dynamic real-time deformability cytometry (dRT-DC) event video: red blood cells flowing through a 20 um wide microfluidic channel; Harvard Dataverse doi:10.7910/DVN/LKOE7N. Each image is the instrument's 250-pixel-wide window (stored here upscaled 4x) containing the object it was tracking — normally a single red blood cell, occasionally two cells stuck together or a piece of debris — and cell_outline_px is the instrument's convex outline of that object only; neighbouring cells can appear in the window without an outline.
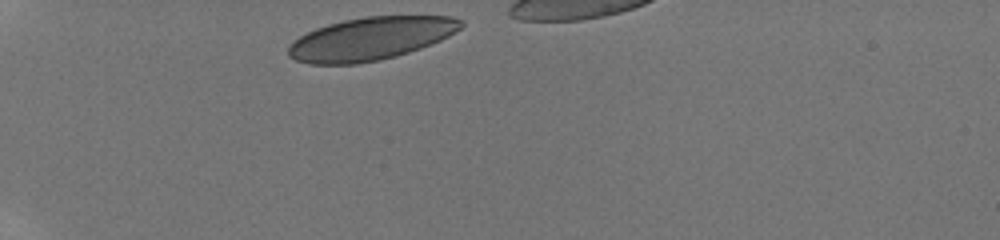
{"species": "human", "species_latin": "Homo sapiens", "temperature_condition": "room temperature", "stored_images_in_passage": 5, "segment_of_instrument_passage": [1, 2], "camera_frame_rate_fps": 3000, "um_per_image_px": 0.085, "donor": {"sex": "male"}, "frame": {"image": 1, "passage_image": 1, "time_ms": 0.0, "image_size_px": [1000, 240], "cell_outline_px": [[464, 24], [460, 28], [448, 36], [432, 44], [396, 56], [380, 60], [356, 64], [308, 64], [296, 60], [288, 56], [288, 48], [300, 36], [316, 28], [328, 24], [344, 20], [364, 16], [452, 16], [464, 20]], "centroid_in_image_um": [31.52, 3.28], "position_along_channel_um": 53.5, "area_um2": 43.06}}